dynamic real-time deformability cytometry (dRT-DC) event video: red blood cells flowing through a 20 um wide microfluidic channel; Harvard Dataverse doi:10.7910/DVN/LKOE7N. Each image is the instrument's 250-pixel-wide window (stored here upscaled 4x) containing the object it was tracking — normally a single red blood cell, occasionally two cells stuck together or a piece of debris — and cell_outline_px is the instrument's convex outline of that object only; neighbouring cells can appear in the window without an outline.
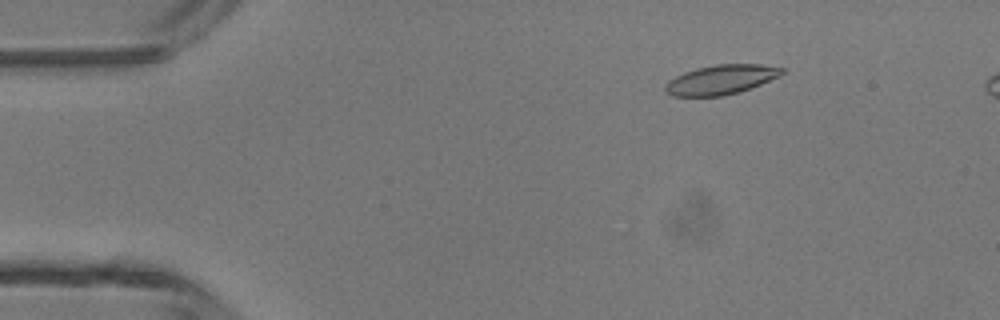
{"species": "common noctule bat (a hibernating species)", "species_latin": "Nyctalus noctula", "temperature_condition": "room temperature", "stored_images_in_passage": 47, "camera_frame_rate_fps": 3000, "um_per_image_px": 0.085, "animal": {"sex": "male", "body_mass_g": 13.3}, "frame": {"image": 1, "passage_image": 7, "time_ms": 2.0, "image_size_px": [1000, 320], "cell_outline_px": [[784, 72], [780, 76], [740, 92], [724, 96], [672, 96], [664, 92], [664, 84], [668, 80], [684, 72], [696, 68], [716, 64], [760, 64], [784, 68]], "centroid_in_image_um": [61.25, 6.77], "position_along_channel_um": 23.7, "area_um2": 20.23}}
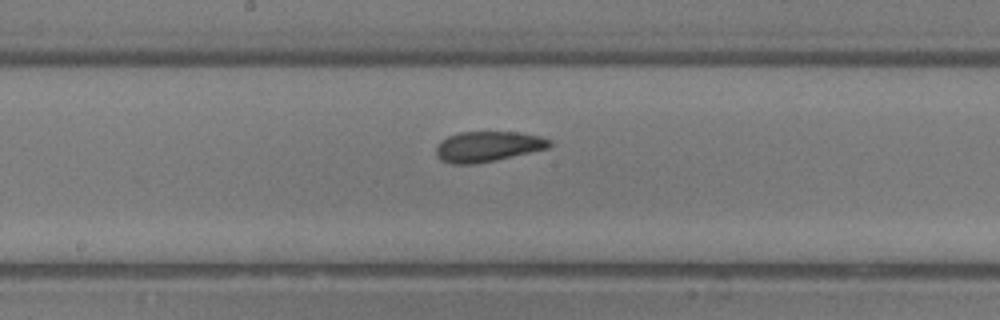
{"frame": {"image": 2, "passage_image": 25, "time_ms": 8.0, "image_size_px": [1000, 320], "cell_outline_px": [[552, 144], [548, 148], [496, 160], [476, 164], [452, 164], [440, 160], [436, 156], [436, 148], [440, 140], [448, 136], [460, 132], [520, 132], [540, 136], [552, 140]], "centroid_in_image_um": [41.45, 12.45], "position_along_channel_um": 206.8, "area_um2": 20.23}}
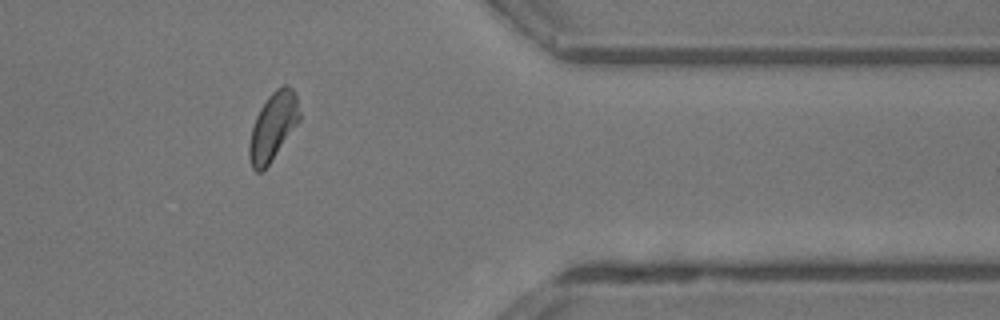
{"frame": {"image": 3, "passage_image": 39, "time_ms": 12.667, "image_size_px": [1000, 320], "cell_outline_px": [[300, 120], [264, 172], [256, 172], [252, 168], [248, 156], [248, 144], [252, 128], [256, 116], [260, 108], [268, 96], [276, 88], [284, 84], [288, 84], [292, 88], [296, 96], [300, 112]], "centroid_in_image_um": [23.19, 10.77], "position_along_channel_um": 388.2, "area_um2": 20.06}, "authors_computed_cell_mechanics": {"area_um2": 20.0566, "velocity_mm_per_s": 4.3293, "shape_relaxation_time_tau1_ms": 3.1114, "shape_relaxation_time_tau2_ms": 2.0492, "deformation_change_tau1": 0.117, "deformation_change_tau2": 0.0858}}